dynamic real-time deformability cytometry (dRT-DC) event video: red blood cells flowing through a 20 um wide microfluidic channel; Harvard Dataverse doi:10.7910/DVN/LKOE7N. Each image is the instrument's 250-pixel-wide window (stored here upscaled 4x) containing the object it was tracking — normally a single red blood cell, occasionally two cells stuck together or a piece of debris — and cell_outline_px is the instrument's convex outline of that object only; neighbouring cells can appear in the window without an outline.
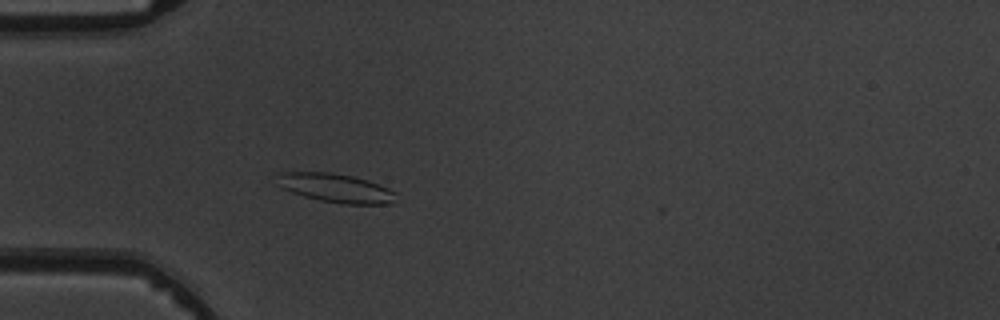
{"species": "common noctule bat (a hibernating species)", "species_latin": "Nyctalus noctula", "temperature_condition": "warm", "stored_images_in_passage": 3, "camera_frame_rate_fps": 3000, "um_per_image_px": 0.085, "animal": {"sex": "male", "body_mass_g": 19.5, "forearm_length_mm": 54.6}, "frame": {"image": 1, "passage_image": 3, "time_ms": 3.333, "image_size_px": [1000, 320], "cell_outline_px": [[396, 192], [392, 204], [340, 204], [320, 200], [304, 196], [292, 192], [284, 188], [280, 176], [280, 172], [328, 172], [352, 176], [368, 180], [388, 188]], "centroid_in_image_um": [28.63, 15.99], "position_along_channel_um": 56.4, "area_um2": 19.54}}